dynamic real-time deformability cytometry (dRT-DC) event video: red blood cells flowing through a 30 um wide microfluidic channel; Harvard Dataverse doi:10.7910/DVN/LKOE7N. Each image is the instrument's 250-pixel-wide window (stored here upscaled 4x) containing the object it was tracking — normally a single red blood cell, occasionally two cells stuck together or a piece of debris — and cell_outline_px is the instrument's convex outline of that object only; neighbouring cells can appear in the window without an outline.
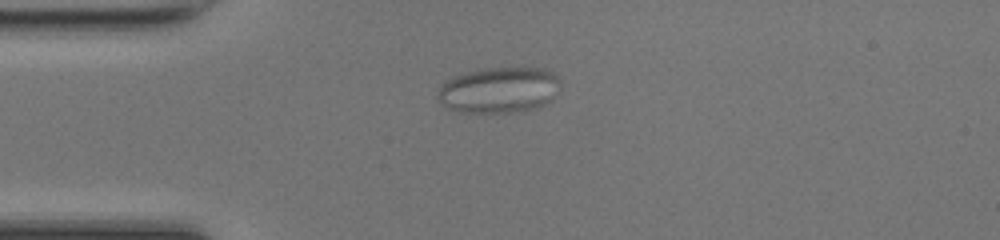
{"species": "common noctule bat (a hibernating species)", "species_latin": "Nyctalus noctula", "temperature_condition": "room temperature", "stored_images_in_passage": 41, "camera_frame_rate_fps": 3000, "um_per_image_px": 0.085, "animal": {"sex": "female", "body_mass_g": 17.0, "forearm_length_mm": 48.0}, "frame": {"image": 1, "passage_image": 1, "time_ms": 0.0, "image_size_px": [1000, 240], "cell_outline_px": [[560, 80], [552, 100], [544, 104], [524, 112], [460, 112], [444, 108], [436, 96], [440, 88], [448, 80], [456, 76], [468, 72], [488, 68], [544, 68], [552, 72]], "centroid_in_image_um": [42.41, 7.67], "position_along_channel_um": 42.6, "area_um2": 32.6}}
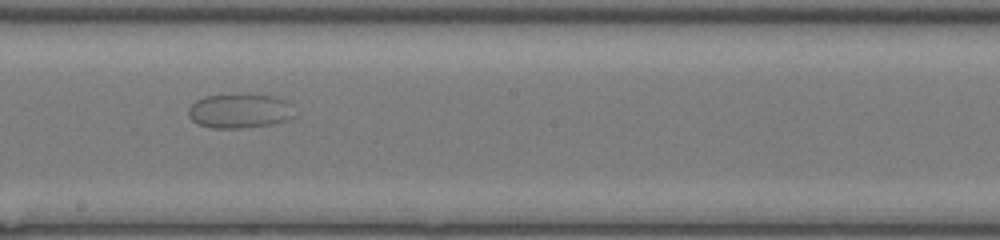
{"frame": {"image": 2, "passage_image": 17, "time_ms": 5.333, "image_size_px": [1000, 240], "cell_outline_px": [[296, 116], [288, 120], [272, 124], [240, 128], [212, 128], [196, 124], [188, 116], [188, 108], [196, 100], [204, 96], [240, 92], [276, 96], [288, 100]], "centroid_in_image_um": [20.38, 9.39], "position_along_channel_um": 227.8, "area_um2": 22.14}}
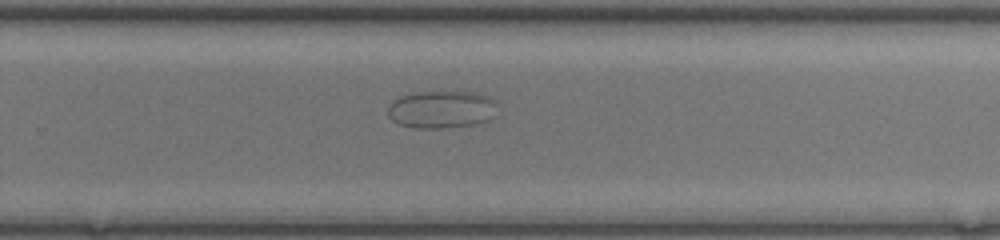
{"frame": {"image": 3, "passage_image": 22, "time_ms": 7.0, "image_size_px": [1000, 240], "cell_outline_px": [[496, 116], [492, 120], [476, 124], [440, 128], [412, 128], [400, 124], [392, 120], [388, 116], [388, 108], [400, 96], [408, 92], [476, 92], [488, 96], [492, 100]], "centroid_in_image_um": [37.53, 9.31], "position_along_channel_um": 292.3, "area_um2": 23.99}}